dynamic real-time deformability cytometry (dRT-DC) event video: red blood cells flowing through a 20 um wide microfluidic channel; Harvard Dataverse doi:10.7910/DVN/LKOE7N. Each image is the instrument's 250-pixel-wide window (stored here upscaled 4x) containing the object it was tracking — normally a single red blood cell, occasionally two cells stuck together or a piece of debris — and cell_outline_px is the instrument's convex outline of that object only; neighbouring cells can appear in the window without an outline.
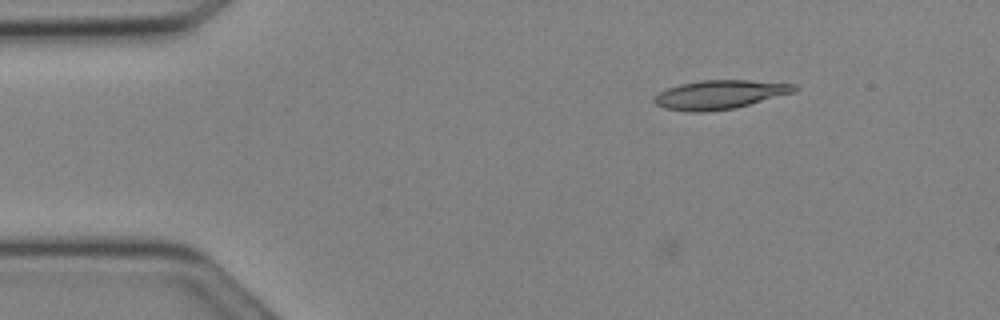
{"species": "Egyptian fruit bat (a non-hibernating species)", "species_latin": "Rousettus aegyptiacus", "temperature_condition": "cold", "stored_images_in_passage": 5, "camera_frame_rate_fps": 3000, "um_per_image_px": 0.085, "animal": {"sex": "female"}, "frame": {"image": 1, "passage_image": 1, "time_ms": 0.0, "image_size_px": [1000, 320], "cell_outline_px": [[760, 96], [752, 100], [740, 104], [724, 108], [680, 108], [692, 84], [760, 84]], "centroid_in_image_um": [61.19, 8.11], "position_along_channel_um": 23.8, "area_um2": 11.5}}